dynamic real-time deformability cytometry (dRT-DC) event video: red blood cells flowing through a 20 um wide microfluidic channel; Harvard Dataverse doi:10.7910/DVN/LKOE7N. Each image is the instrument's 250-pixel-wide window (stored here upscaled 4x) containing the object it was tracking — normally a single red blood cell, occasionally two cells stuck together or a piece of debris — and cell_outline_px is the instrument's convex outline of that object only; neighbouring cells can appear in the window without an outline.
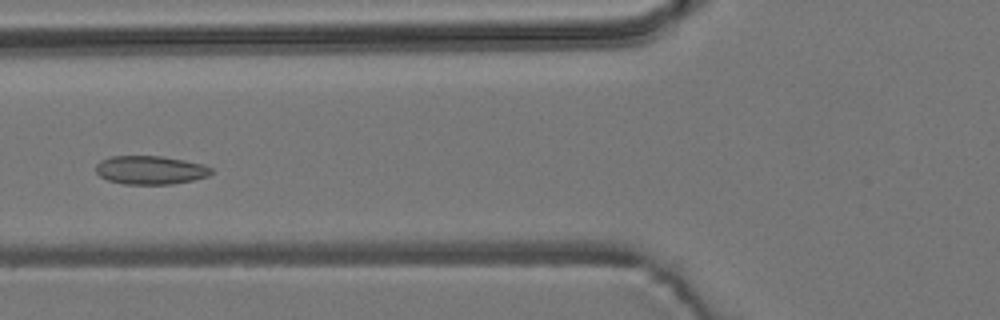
{"species": "common noctule bat (a hibernating species)", "species_latin": "Nyctalus noctula", "temperature_condition": "room temperature", "stored_images_in_passage": 5, "camera_frame_rate_fps": 3000, "um_per_image_px": 0.085, "animal": {"sex": "male", "body_mass_g": 19.2, "forearm_length_mm": 51.8}, "frame": {"image": 1, "passage_image": 4, "time_ms": 3.667, "image_size_px": [1000, 320], "cell_outline_px": [[212, 172], [208, 176], [192, 180], [172, 184], [124, 184], [108, 180], [100, 176], [96, 172], [96, 164], [100, 160], [112, 156], [160, 156], [184, 160], [204, 164], [212, 168]], "centroid_in_image_um": [12.78, 14.45], "position_along_channel_um": 113.0, "area_um2": 19.19}}
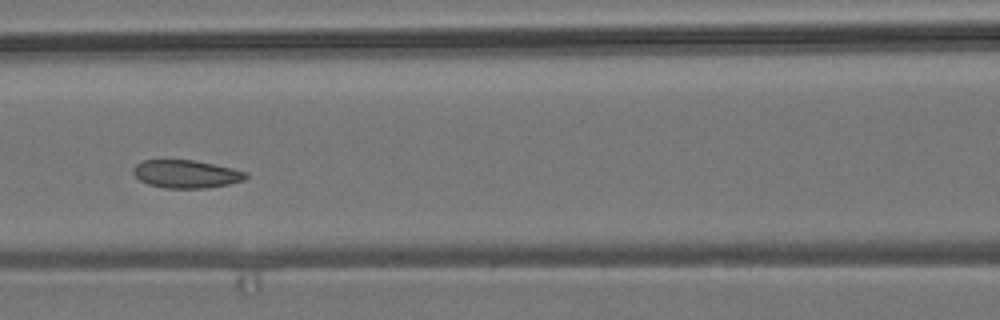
{"frame": {"image": 2, "passage_image": 5, "time_ms": 4.667, "image_size_px": [1000, 320], "cell_outline_px": [[248, 176], [244, 180], [228, 184], [204, 188], [164, 188], [148, 184], [140, 180], [132, 172], [132, 168], [136, 164], [144, 160], [196, 160], [232, 168], [248, 172]], "centroid_in_image_um": [15.82, 14.78], "position_along_channel_um": 150.8, "area_um2": 18.38}}